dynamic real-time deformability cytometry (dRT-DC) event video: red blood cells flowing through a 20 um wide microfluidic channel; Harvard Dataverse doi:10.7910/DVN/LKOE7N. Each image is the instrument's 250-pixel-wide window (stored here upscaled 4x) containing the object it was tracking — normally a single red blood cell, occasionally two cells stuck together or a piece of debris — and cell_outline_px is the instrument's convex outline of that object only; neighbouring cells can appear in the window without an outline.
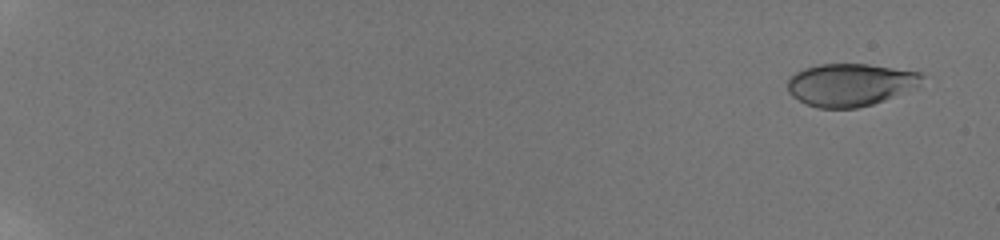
{"species": "human", "species_latin": "Homo sapiens", "temperature_condition": "room temperature", "stored_images_in_passage": 23, "camera_frame_rate_fps": 3000, "um_per_image_px": 0.085, "donor": {"sex": "male"}, "frame": {"image": 1, "passage_image": 2, "time_ms": 0.667, "image_size_px": [1000, 240], "cell_outline_px": [[924, 76], [920, 84], [884, 100], [872, 104], [856, 108], [816, 108], [792, 96], [788, 92], [788, 76], [804, 68], [820, 64], [868, 64], [920, 72]], "centroid_in_image_um": [72.23, 7.19], "position_along_channel_um": 12.8, "area_um2": 33.12}}
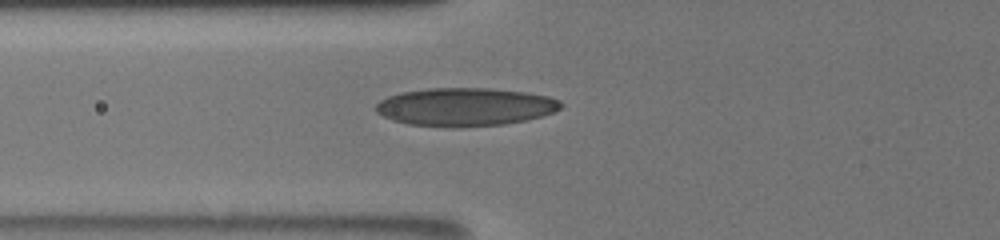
{"frame": {"image": 2, "passage_image": 15, "time_ms": 8.333, "image_size_px": [1000, 240], "cell_outline_px": [[564, 104], [560, 108], [544, 116], [504, 124], [460, 128], [452, 128], [408, 124], [392, 120], [376, 112], [376, 104], [380, 100], [388, 96], [404, 92], [428, 88], [484, 88], [524, 92], [548, 96], [560, 100]], "centroid_in_image_um": [39.54, 9.1], "position_along_channel_um": 86.3, "area_um2": 41.27}}
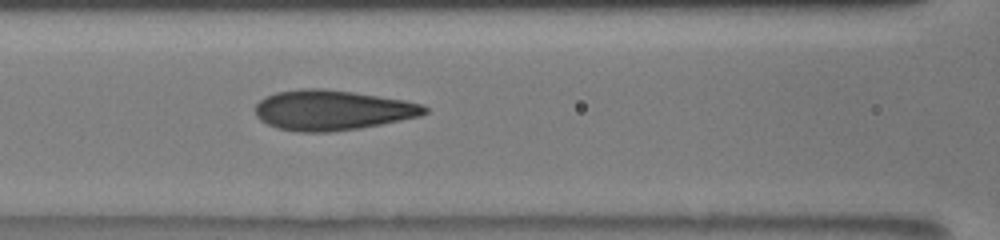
{"frame": {"image": 3, "passage_image": 18, "time_ms": 9.667, "image_size_px": [1000, 240], "cell_outline_px": [[428, 112], [420, 116], [360, 128], [328, 132], [296, 132], [276, 128], [260, 120], [256, 116], [256, 104], [264, 96], [276, 92], [304, 88], [324, 88], [352, 92], [404, 100], [424, 104], [428, 108]], "centroid_in_image_um": [28.22, 9.36], "position_along_channel_um": 138.4, "area_um2": 39.65}}